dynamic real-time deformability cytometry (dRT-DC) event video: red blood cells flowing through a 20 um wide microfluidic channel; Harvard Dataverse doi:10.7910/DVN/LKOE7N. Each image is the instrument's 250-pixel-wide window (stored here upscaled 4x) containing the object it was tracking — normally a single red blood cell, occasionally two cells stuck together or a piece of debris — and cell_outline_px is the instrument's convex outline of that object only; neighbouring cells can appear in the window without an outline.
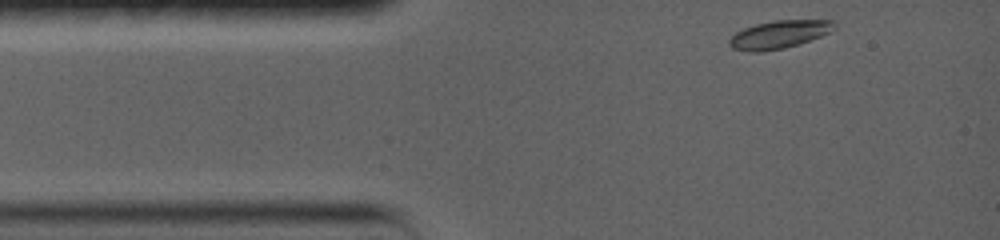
{"species": "common noctule bat (a hibernating species)", "species_latin": "Nyctalus noctula", "temperature_condition": "warm", "stored_images_in_passage": 60, "camera_frame_rate_fps": 5000, "um_per_image_px": 0.085, "animal": {"sex": "female", "body_mass_g": 19.0, "forearm_length_mm": 56.7}, "frame": {"image": 1, "passage_image": 1, "time_ms": 0.0, "image_size_px": [1000, 240], "cell_outline_px": [[836, 28], [832, 32], [784, 48], [756, 52], [752, 52], [732, 48], [728, 44], [728, 40], [736, 32], [744, 28], [756, 24], [772, 20], [836, 20]], "centroid_in_image_um": [66.24, 2.91], "position_along_channel_um": 18.8, "area_um2": 17.05}}
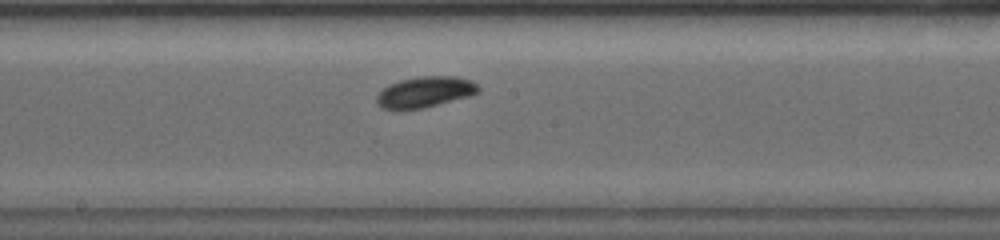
{"frame": {"image": 2, "passage_image": 30, "time_ms": 6.2, "image_size_px": [1000, 240], "cell_outline_px": [[480, 88], [476, 92], [432, 104], [416, 108], [388, 108], [380, 104], [376, 100], [380, 92], [384, 88], [400, 80], [416, 76], [456, 76], [472, 80]], "centroid_in_image_um": [36.12, 7.75], "position_along_channel_um": 212.1, "area_um2": 16.99}}
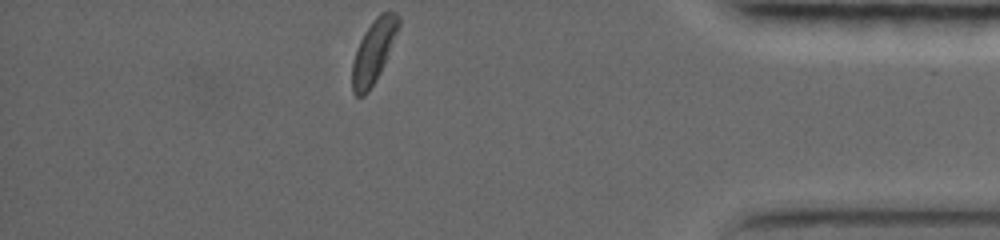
{"frame": {"image": 3, "passage_image": 60, "time_ms": 12.2, "image_size_px": [1000, 240], "cell_outline_px": [[400, 24], [380, 72], [368, 92], [364, 96], [356, 96], [352, 92], [352, 64], [360, 40], [364, 32], [376, 16], [380, 12], [396, 12], [400, 16]], "centroid_in_image_um": [31.74, 4.36], "position_along_channel_um": 403.5, "area_um2": 16.7}, "authors_computed_cell_mechanics": {"area_um2": 16.7042, "velocity_mm_per_s": 3.7703, "shape_relaxation_time_tau1_ms": 8.9637, "shape_relaxation_time_tau2_ms": null, "deformation_change_tau1": 0.2326, "deformation_change_tau2": null}}